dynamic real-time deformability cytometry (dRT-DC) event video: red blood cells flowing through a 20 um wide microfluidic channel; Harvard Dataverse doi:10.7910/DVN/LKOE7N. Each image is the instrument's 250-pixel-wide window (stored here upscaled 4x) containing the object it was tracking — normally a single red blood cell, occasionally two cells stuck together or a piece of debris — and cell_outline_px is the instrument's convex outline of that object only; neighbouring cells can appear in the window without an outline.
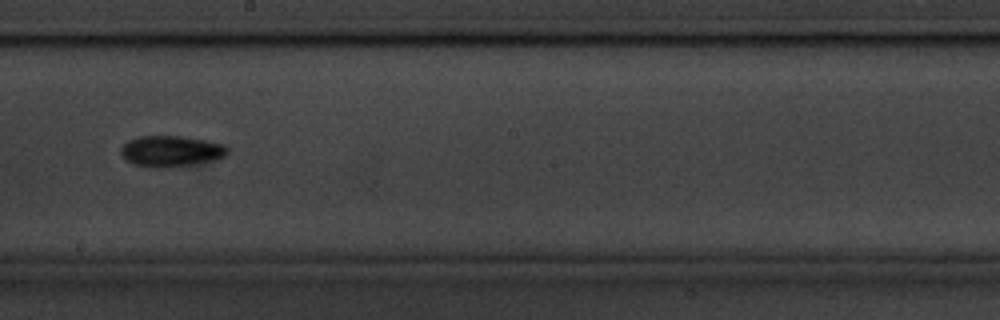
{"species": "common noctule bat (a hibernating species)", "species_latin": "Nyctalus noctula", "temperature_condition": "cold", "stored_images_in_passage": 44, "camera_frame_rate_fps": 3000, "um_per_image_px": 0.085, "animal": {"sex": "male", "body_mass_g": 20.1, "forearm_length_mm": 53.5}, "frame": {"image": 1, "passage_image": 19, "time_ms": 6.0, "image_size_px": [1000, 320], "cell_outline_px": [[228, 152], [224, 156], [216, 160], [168, 168], [156, 168], [132, 164], [120, 152], [120, 148], [128, 140], [140, 136], [184, 136], [224, 144], [228, 148]], "centroid_in_image_um": [14.54, 12.85], "position_along_channel_um": 233.7, "area_um2": 19.31}}
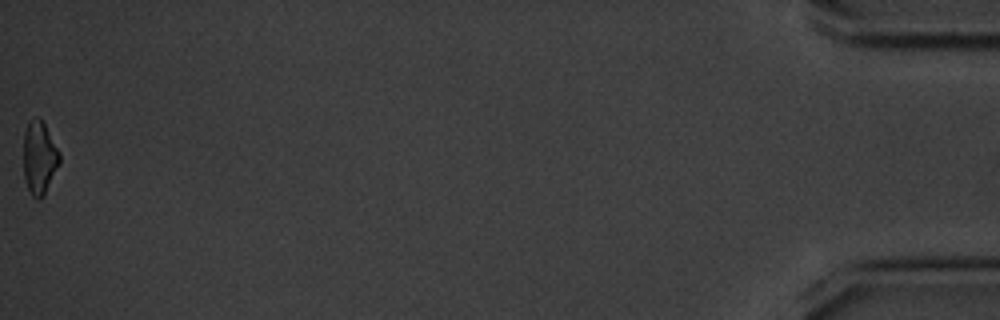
{"frame": {"image": 2, "passage_image": 44, "time_ms": 14.333, "image_size_px": [1000, 320], "cell_outline_px": [[60, 164], [44, 196], [40, 200], [36, 200], [32, 196], [28, 188], [24, 176], [24, 132], [28, 124], [36, 116], [44, 124], [60, 152]], "centroid_in_image_um": [3.36, 13.46], "position_along_channel_um": 431.8, "area_um2": 15.32}, "authors_computed_cell_mechanics": {"area_um2": 17.1666, "velocity_mm_per_s": 3.5651, "shape_relaxation_time_tau1_ms": 2.7503, "shape_relaxation_time_tau2_ms": null, "deformation_change_tau1": 0.1113, "deformation_change_tau2": null}}